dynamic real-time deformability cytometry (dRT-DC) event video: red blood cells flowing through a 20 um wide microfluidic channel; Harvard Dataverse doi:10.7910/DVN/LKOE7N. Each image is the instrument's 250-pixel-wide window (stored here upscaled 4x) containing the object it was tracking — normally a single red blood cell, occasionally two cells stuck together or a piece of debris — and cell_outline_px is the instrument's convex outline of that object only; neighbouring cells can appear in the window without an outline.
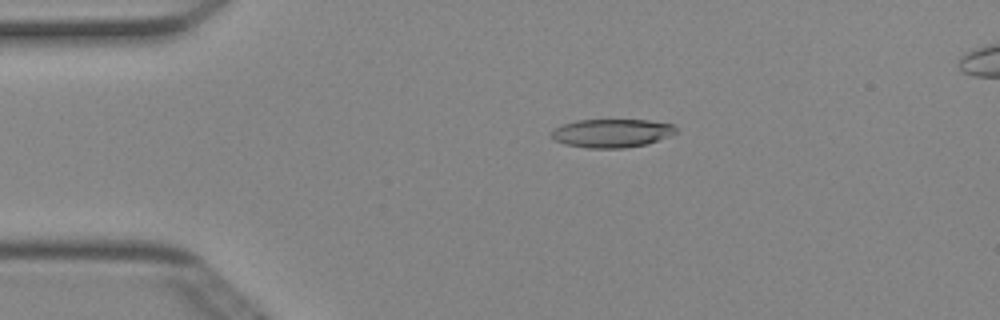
{"species": "Egyptian fruit bat (a non-hibernating species)", "species_latin": "Rousettus aegyptiacus", "temperature_condition": "cold", "stored_images_in_passage": 51, "segment_of_instrument_passage": [1, 2], "camera_frame_rate_fps": 3000, "um_per_image_px": 0.085, "animal": {"sex": "female"}, "frame": {"image": 1, "passage_image": 10, "time_ms": 3.0, "image_size_px": [1000, 320], "cell_outline_px": [[676, 132], [668, 136], [648, 144], [624, 148], [588, 148], [564, 144], [556, 140], [552, 136], [552, 128], [576, 120], [648, 120], [672, 124], [676, 128]], "centroid_in_image_um": [51.99, 11.32], "position_along_channel_um": 33.0, "area_um2": 20.58}}
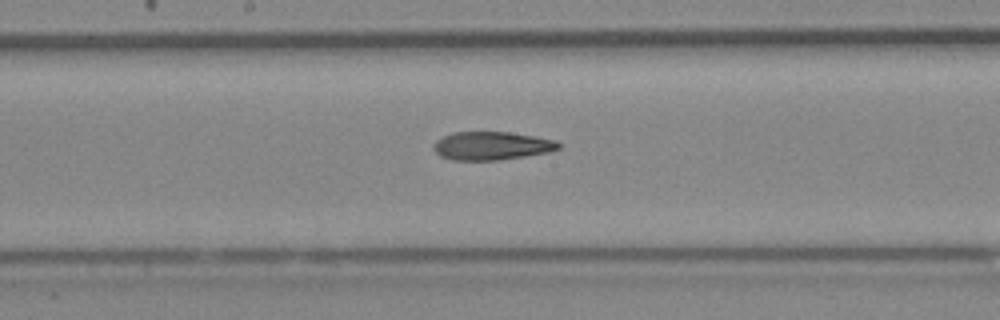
{"frame": {"image": 2, "passage_image": 26, "time_ms": 8.333, "image_size_px": [1000, 320], "cell_outline_px": [[560, 148], [548, 152], [500, 160], [452, 160], [440, 156], [432, 148], [432, 144], [436, 140], [452, 132], [508, 132], [556, 140], [560, 144]], "centroid_in_image_um": [41.75, 12.39], "position_along_channel_um": 206.5, "area_um2": 20.58}}
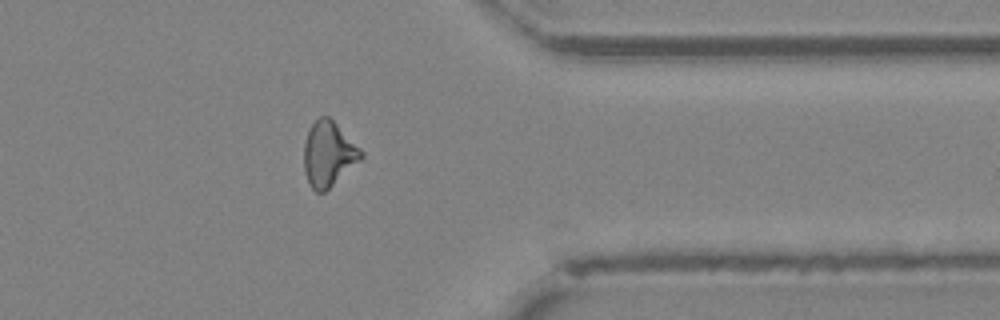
{"frame": {"image": 3, "passage_image": 40, "time_ms": 13.0, "image_size_px": [1000, 320], "cell_outline_px": [[364, 156], [360, 160], [324, 192], [316, 192], [308, 184], [304, 172], [304, 144], [308, 132], [312, 124], [320, 116], [328, 116], [364, 152]], "centroid_in_image_um": [27.9, 13.1], "position_along_channel_um": 383.5, "area_um2": 21.27}}